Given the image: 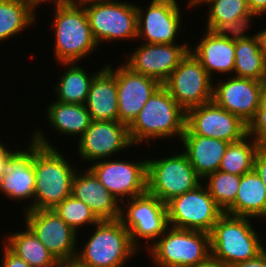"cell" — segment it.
I'll return each mask as SVG.
<instances>
[{"instance_id":"52a82bcc","label":"cell","mask_w":266,"mask_h":267,"mask_svg":"<svg viewBox=\"0 0 266 267\" xmlns=\"http://www.w3.org/2000/svg\"><path fill=\"white\" fill-rule=\"evenodd\" d=\"M85 8L92 36L101 41L137 39L136 4L116 0H79Z\"/></svg>"},{"instance_id":"30bf717a","label":"cell","mask_w":266,"mask_h":267,"mask_svg":"<svg viewBox=\"0 0 266 267\" xmlns=\"http://www.w3.org/2000/svg\"><path fill=\"white\" fill-rule=\"evenodd\" d=\"M126 201L128 204L121 205L120 220L128 229L132 243L139 249V238L146 243L150 241L148 248L151 240L155 242L169 227L166 204L148 192Z\"/></svg>"},{"instance_id":"4dcf8cb0","label":"cell","mask_w":266,"mask_h":267,"mask_svg":"<svg viewBox=\"0 0 266 267\" xmlns=\"http://www.w3.org/2000/svg\"><path fill=\"white\" fill-rule=\"evenodd\" d=\"M36 19L23 0H0V42L31 28Z\"/></svg>"},{"instance_id":"5b68a950","label":"cell","mask_w":266,"mask_h":267,"mask_svg":"<svg viewBox=\"0 0 266 267\" xmlns=\"http://www.w3.org/2000/svg\"><path fill=\"white\" fill-rule=\"evenodd\" d=\"M248 219L224 213L210 232L211 254L228 267L253 259L265 249Z\"/></svg>"},{"instance_id":"2e32d148","label":"cell","mask_w":266,"mask_h":267,"mask_svg":"<svg viewBox=\"0 0 266 267\" xmlns=\"http://www.w3.org/2000/svg\"><path fill=\"white\" fill-rule=\"evenodd\" d=\"M77 141L80 158L88 162L108 159L124 149L133 148L128 126L118 120L91 121Z\"/></svg>"},{"instance_id":"9c48e42d","label":"cell","mask_w":266,"mask_h":267,"mask_svg":"<svg viewBox=\"0 0 266 267\" xmlns=\"http://www.w3.org/2000/svg\"><path fill=\"white\" fill-rule=\"evenodd\" d=\"M170 227L210 233L224 211L203 183L166 203Z\"/></svg>"},{"instance_id":"ffe728a7","label":"cell","mask_w":266,"mask_h":267,"mask_svg":"<svg viewBox=\"0 0 266 267\" xmlns=\"http://www.w3.org/2000/svg\"><path fill=\"white\" fill-rule=\"evenodd\" d=\"M77 171L72 181V195L90 207L100 220L120 219L121 203L98 180L94 172L87 167Z\"/></svg>"},{"instance_id":"8992f818","label":"cell","mask_w":266,"mask_h":267,"mask_svg":"<svg viewBox=\"0 0 266 267\" xmlns=\"http://www.w3.org/2000/svg\"><path fill=\"white\" fill-rule=\"evenodd\" d=\"M148 251L154 266L195 267L211 254L210 233L169 226Z\"/></svg>"},{"instance_id":"ee69618b","label":"cell","mask_w":266,"mask_h":267,"mask_svg":"<svg viewBox=\"0 0 266 267\" xmlns=\"http://www.w3.org/2000/svg\"><path fill=\"white\" fill-rule=\"evenodd\" d=\"M256 34H257L256 38L258 41L259 48L266 56V29L260 30Z\"/></svg>"},{"instance_id":"836d02e7","label":"cell","mask_w":266,"mask_h":267,"mask_svg":"<svg viewBox=\"0 0 266 267\" xmlns=\"http://www.w3.org/2000/svg\"><path fill=\"white\" fill-rule=\"evenodd\" d=\"M208 5L206 30L211 31L219 22L237 20L247 14L249 8L246 0H206Z\"/></svg>"},{"instance_id":"5bb4252c","label":"cell","mask_w":266,"mask_h":267,"mask_svg":"<svg viewBox=\"0 0 266 267\" xmlns=\"http://www.w3.org/2000/svg\"><path fill=\"white\" fill-rule=\"evenodd\" d=\"M90 169L119 202L147 192V159L138 162L104 159L94 162Z\"/></svg>"},{"instance_id":"7402d4cb","label":"cell","mask_w":266,"mask_h":267,"mask_svg":"<svg viewBox=\"0 0 266 267\" xmlns=\"http://www.w3.org/2000/svg\"><path fill=\"white\" fill-rule=\"evenodd\" d=\"M91 121L118 120L116 69L109 63L94 77L85 102Z\"/></svg>"},{"instance_id":"ab89813d","label":"cell","mask_w":266,"mask_h":267,"mask_svg":"<svg viewBox=\"0 0 266 267\" xmlns=\"http://www.w3.org/2000/svg\"><path fill=\"white\" fill-rule=\"evenodd\" d=\"M233 267H266V248L255 258L237 263Z\"/></svg>"},{"instance_id":"e0dca14e","label":"cell","mask_w":266,"mask_h":267,"mask_svg":"<svg viewBox=\"0 0 266 267\" xmlns=\"http://www.w3.org/2000/svg\"><path fill=\"white\" fill-rule=\"evenodd\" d=\"M187 44L143 43L130 53L124 65L135 73L155 78L163 84L189 52L190 45Z\"/></svg>"},{"instance_id":"484cf974","label":"cell","mask_w":266,"mask_h":267,"mask_svg":"<svg viewBox=\"0 0 266 267\" xmlns=\"http://www.w3.org/2000/svg\"><path fill=\"white\" fill-rule=\"evenodd\" d=\"M8 235L3 245L31 267H60L61 264L26 225L22 232Z\"/></svg>"},{"instance_id":"603a6c76","label":"cell","mask_w":266,"mask_h":267,"mask_svg":"<svg viewBox=\"0 0 266 267\" xmlns=\"http://www.w3.org/2000/svg\"><path fill=\"white\" fill-rule=\"evenodd\" d=\"M203 36L194 48L190 46L189 52L212 78L216 71L221 75L232 72L234 76L235 42L209 30Z\"/></svg>"},{"instance_id":"bcb514c9","label":"cell","mask_w":266,"mask_h":267,"mask_svg":"<svg viewBox=\"0 0 266 267\" xmlns=\"http://www.w3.org/2000/svg\"><path fill=\"white\" fill-rule=\"evenodd\" d=\"M262 100L266 103V80L263 82Z\"/></svg>"},{"instance_id":"8d00e7d4","label":"cell","mask_w":266,"mask_h":267,"mask_svg":"<svg viewBox=\"0 0 266 267\" xmlns=\"http://www.w3.org/2000/svg\"><path fill=\"white\" fill-rule=\"evenodd\" d=\"M3 248V256L1 267H31L25 260L16 256L5 245Z\"/></svg>"},{"instance_id":"d6986e66","label":"cell","mask_w":266,"mask_h":267,"mask_svg":"<svg viewBox=\"0 0 266 267\" xmlns=\"http://www.w3.org/2000/svg\"><path fill=\"white\" fill-rule=\"evenodd\" d=\"M118 121L129 126L152 94L162 85L155 78L131 71L124 64L116 68Z\"/></svg>"},{"instance_id":"277c9868","label":"cell","mask_w":266,"mask_h":267,"mask_svg":"<svg viewBox=\"0 0 266 267\" xmlns=\"http://www.w3.org/2000/svg\"><path fill=\"white\" fill-rule=\"evenodd\" d=\"M95 232L81 250L76 261L87 267H123L138 248L132 243L128 229L120 219L102 220L93 226Z\"/></svg>"},{"instance_id":"83f0119b","label":"cell","mask_w":266,"mask_h":267,"mask_svg":"<svg viewBox=\"0 0 266 267\" xmlns=\"http://www.w3.org/2000/svg\"><path fill=\"white\" fill-rule=\"evenodd\" d=\"M65 68L69 67L61 74L58 84L55 86L56 101L70 104H85L90 85L94 77L101 71H95L88 75L83 66L74 63H59ZM68 65V66H67Z\"/></svg>"},{"instance_id":"cb8c5ba5","label":"cell","mask_w":266,"mask_h":267,"mask_svg":"<svg viewBox=\"0 0 266 267\" xmlns=\"http://www.w3.org/2000/svg\"><path fill=\"white\" fill-rule=\"evenodd\" d=\"M180 141L185 148L183 152L202 180L219 169L229 145V142L224 140L195 134H183Z\"/></svg>"},{"instance_id":"3957f363","label":"cell","mask_w":266,"mask_h":267,"mask_svg":"<svg viewBox=\"0 0 266 267\" xmlns=\"http://www.w3.org/2000/svg\"><path fill=\"white\" fill-rule=\"evenodd\" d=\"M54 57L60 63H74L98 49L95 42L84 5L75 3L54 8Z\"/></svg>"},{"instance_id":"f1b7e54d","label":"cell","mask_w":266,"mask_h":267,"mask_svg":"<svg viewBox=\"0 0 266 267\" xmlns=\"http://www.w3.org/2000/svg\"><path fill=\"white\" fill-rule=\"evenodd\" d=\"M234 74L261 82L266 80V56L256 37L235 42Z\"/></svg>"},{"instance_id":"f35d334b","label":"cell","mask_w":266,"mask_h":267,"mask_svg":"<svg viewBox=\"0 0 266 267\" xmlns=\"http://www.w3.org/2000/svg\"><path fill=\"white\" fill-rule=\"evenodd\" d=\"M6 144H3V141H0V183L3 175L6 172L8 159L15 152L14 150H10V147H5Z\"/></svg>"},{"instance_id":"ac0fdd59","label":"cell","mask_w":266,"mask_h":267,"mask_svg":"<svg viewBox=\"0 0 266 267\" xmlns=\"http://www.w3.org/2000/svg\"><path fill=\"white\" fill-rule=\"evenodd\" d=\"M263 82L232 76L213 87V101L247 125L262 102Z\"/></svg>"},{"instance_id":"9a60e30c","label":"cell","mask_w":266,"mask_h":267,"mask_svg":"<svg viewBox=\"0 0 266 267\" xmlns=\"http://www.w3.org/2000/svg\"><path fill=\"white\" fill-rule=\"evenodd\" d=\"M145 10L136 4L137 40L148 44H176L182 16L176 0H151ZM179 32V33H178Z\"/></svg>"},{"instance_id":"4316f807","label":"cell","mask_w":266,"mask_h":267,"mask_svg":"<svg viewBox=\"0 0 266 267\" xmlns=\"http://www.w3.org/2000/svg\"><path fill=\"white\" fill-rule=\"evenodd\" d=\"M46 117L53 127L61 135L78 136L83 135L91 123L89 111L85 104H70L54 101L47 106Z\"/></svg>"},{"instance_id":"74e56055","label":"cell","mask_w":266,"mask_h":267,"mask_svg":"<svg viewBox=\"0 0 266 267\" xmlns=\"http://www.w3.org/2000/svg\"><path fill=\"white\" fill-rule=\"evenodd\" d=\"M254 170L266 186V146H261L258 150L254 161Z\"/></svg>"},{"instance_id":"7bdbcfd3","label":"cell","mask_w":266,"mask_h":267,"mask_svg":"<svg viewBox=\"0 0 266 267\" xmlns=\"http://www.w3.org/2000/svg\"><path fill=\"white\" fill-rule=\"evenodd\" d=\"M195 267H228V266L218 258L214 257L212 254H210L206 259H204Z\"/></svg>"},{"instance_id":"c3c4849f","label":"cell","mask_w":266,"mask_h":267,"mask_svg":"<svg viewBox=\"0 0 266 267\" xmlns=\"http://www.w3.org/2000/svg\"><path fill=\"white\" fill-rule=\"evenodd\" d=\"M196 1H197V0H189V1H188L187 5H188L189 9L192 8L191 6H192Z\"/></svg>"},{"instance_id":"d590c367","label":"cell","mask_w":266,"mask_h":267,"mask_svg":"<svg viewBox=\"0 0 266 267\" xmlns=\"http://www.w3.org/2000/svg\"><path fill=\"white\" fill-rule=\"evenodd\" d=\"M247 135L266 146V103L262 100L255 116L247 125Z\"/></svg>"},{"instance_id":"d6a6232c","label":"cell","mask_w":266,"mask_h":267,"mask_svg":"<svg viewBox=\"0 0 266 267\" xmlns=\"http://www.w3.org/2000/svg\"><path fill=\"white\" fill-rule=\"evenodd\" d=\"M53 210L76 232H78V227L81 228L84 224L93 228L100 221L89 206L77 200L73 195L64 199Z\"/></svg>"},{"instance_id":"44dd1931","label":"cell","mask_w":266,"mask_h":267,"mask_svg":"<svg viewBox=\"0 0 266 267\" xmlns=\"http://www.w3.org/2000/svg\"><path fill=\"white\" fill-rule=\"evenodd\" d=\"M26 150L18 148L8 159L7 169L0 183V192L13 201L27 202L34 198V142Z\"/></svg>"},{"instance_id":"1f68e13d","label":"cell","mask_w":266,"mask_h":267,"mask_svg":"<svg viewBox=\"0 0 266 267\" xmlns=\"http://www.w3.org/2000/svg\"><path fill=\"white\" fill-rule=\"evenodd\" d=\"M241 176L217 170L207 175L203 182L217 205L225 212L234 202ZM206 179V180H205Z\"/></svg>"},{"instance_id":"6da1fadb","label":"cell","mask_w":266,"mask_h":267,"mask_svg":"<svg viewBox=\"0 0 266 267\" xmlns=\"http://www.w3.org/2000/svg\"><path fill=\"white\" fill-rule=\"evenodd\" d=\"M34 199L26 210H52L72 195L76 168L46 138L41 129L34 130ZM72 166V167H71Z\"/></svg>"},{"instance_id":"d4e9b609","label":"cell","mask_w":266,"mask_h":267,"mask_svg":"<svg viewBox=\"0 0 266 267\" xmlns=\"http://www.w3.org/2000/svg\"><path fill=\"white\" fill-rule=\"evenodd\" d=\"M224 213L251 219H265L266 186L255 170L241 176L235 202Z\"/></svg>"},{"instance_id":"8fae6325","label":"cell","mask_w":266,"mask_h":267,"mask_svg":"<svg viewBox=\"0 0 266 267\" xmlns=\"http://www.w3.org/2000/svg\"><path fill=\"white\" fill-rule=\"evenodd\" d=\"M213 79L215 78L188 52L162 85L186 112L213 100Z\"/></svg>"},{"instance_id":"60d3db41","label":"cell","mask_w":266,"mask_h":267,"mask_svg":"<svg viewBox=\"0 0 266 267\" xmlns=\"http://www.w3.org/2000/svg\"><path fill=\"white\" fill-rule=\"evenodd\" d=\"M31 9V11L35 14V8H37V6L43 4L44 2H52L54 1V8H58L60 6H64V5H69L72 3H75L77 0H23Z\"/></svg>"},{"instance_id":"e575fe53","label":"cell","mask_w":266,"mask_h":267,"mask_svg":"<svg viewBox=\"0 0 266 267\" xmlns=\"http://www.w3.org/2000/svg\"><path fill=\"white\" fill-rule=\"evenodd\" d=\"M261 16L257 12H248L247 14L239 17L237 20H230L226 22H219L211 31L219 36L231 40L233 42L241 41L248 38H255L257 34L253 36L246 34V30L251 26L252 18Z\"/></svg>"},{"instance_id":"7c38bea8","label":"cell","mask_w":266,"mask_h":267,"mask_svg":"<svg viewBox=\"0 0 266 267\" xmlns=\"http://www.w3.org/2000/svg\"><path fill=\"white\" fill-rule=\"evenodd\" d=\"M25 225L60 263L76 259L77 232L52 210H26Z\"/></svg>"},{"instance_id":"7dc6e473","label":"cell","mask_w":266,"mask_h":267,"mask_svg":"<svg viewBox=\"0 0 266 267\" xmlns=\"http://www.w3.org/2000/svg\"><path fill=\"white\" fill-rule=\"evenodd\" d=\"M206 0H197L191 7L192 9L196 6H200L202 3H204Z\"/></svg>"},{"instance_id":"b9f144b4","label":"cell","mask_w":266,"mask_h":267,"mask_svg":"<svg viewBox=\"0 0 266 267\" xmlns=\"http://www.w3.org/2000/svg\"><path fill=\"white\" fill-rule=\"evenodd\" d=\"M249 11L266 14V0H246Z\"/></svg>"},{"instance_id":"7a4b0ae2","label":"cell","mask_w":266,"mask_h":267,"mask_svg":"<svg viewBox=\"0 0 266 267\" xmlns=\"http://www.w3.org/2000/svg\"><path fill=\"white\" fill-rule=\"evenodd\" d=\"M186 112L161 85L148 99L134 121L128 126L133 144L150 139L181 137L185 130Z\"/></svg>"},{"instance_id":"4fadbf2b","label":"cell","mask_w":266,"mask_h":267,"mask_svg":"<svg viewBox=\"0 0 266 267\" xmlns=\"http://www.w3.org/2000/svg\"><path fill=\"white\" fill-rule=\"evenodd\" d=\"M183 134H195L234 143L247 136V124L212 100L186 111Z\"/></svg>"},{"instance_id":"f546056e","label":"cell","mask_w":266,"mask_h":267,"mask_svg":"<svg viewBox=\"0 0 266 267\" xmlns=\"http://www.w3.org/2000/svg\"><path fill=\"white\" fill-rule=\"evenodd\" d=\"M261 146L249 135L240 141L229 143L218 170L237 176L251 172L254 170L255 157Z\"/></svg>"},{"instance_id":"ba28073f","label":"cell","mask_w":266,"mask_h":267,"mask_svg":"<svg viewBox=\"0 0 266 267\" xmlns=\"http://www.w3.org/2000/svg\"><path fill=\"white\" fill-rule=\"evenodd\" d=\"M175 154L147 159V192L165 204L202 183L185 153Z\"/></svg>"},{"instance_id":"f6af8a7d","label":"cell","mask_w":266,"mask_h":267,"mask_svg":"<svg viewBox=\"0 0 266 267\" xmlns=\"http://www.w3.org/2000/svg\"><path fill=\"white\" fill-rule=\"evenodd\" d=\"M60 267H87V266H84V265L80 264L76 260H72V261H69V262L62 263L60 265Z\"/></svg>"}]
</instances>
